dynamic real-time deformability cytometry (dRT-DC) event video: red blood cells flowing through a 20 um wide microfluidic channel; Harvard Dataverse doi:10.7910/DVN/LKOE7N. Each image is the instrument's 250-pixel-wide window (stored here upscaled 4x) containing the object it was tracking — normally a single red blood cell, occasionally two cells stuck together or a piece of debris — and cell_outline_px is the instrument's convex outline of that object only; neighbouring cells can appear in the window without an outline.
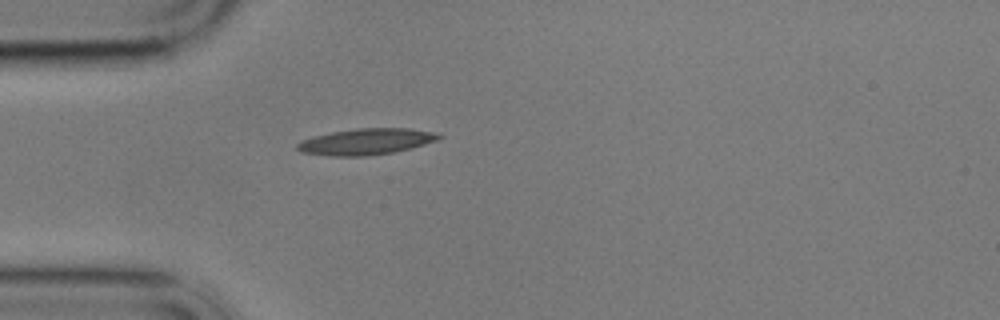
{"species": "common noctule bat (a hibernating species)", "species_latin": "Nyctalus noctula", "temperature_condition": "cold", "stored_images_in_passage": 1, "camera_frame_rate_fps": 3000, "um_per_image_px": 0.085, "animal": {"sex": "male", "body_mass_g": 17.9}, "frame": {"image": 1, "passage_image": 1, "time_ms": 0.0, "image_size_px": [1000, 320], "cell_outline_px": [[444, 136], [436, 140], [412, 148], [396, 152], [368, 156], [332, 156], [300, 152], [296, 148], [296, 144], [300, 140], [312, 136], [332, 132], [356, 128], [408, 128], [436, 132]], "centroid_in_image_um": [31.11, 12.04], "position_along_channel_um": 53.9, "area_um2": 21.85}}